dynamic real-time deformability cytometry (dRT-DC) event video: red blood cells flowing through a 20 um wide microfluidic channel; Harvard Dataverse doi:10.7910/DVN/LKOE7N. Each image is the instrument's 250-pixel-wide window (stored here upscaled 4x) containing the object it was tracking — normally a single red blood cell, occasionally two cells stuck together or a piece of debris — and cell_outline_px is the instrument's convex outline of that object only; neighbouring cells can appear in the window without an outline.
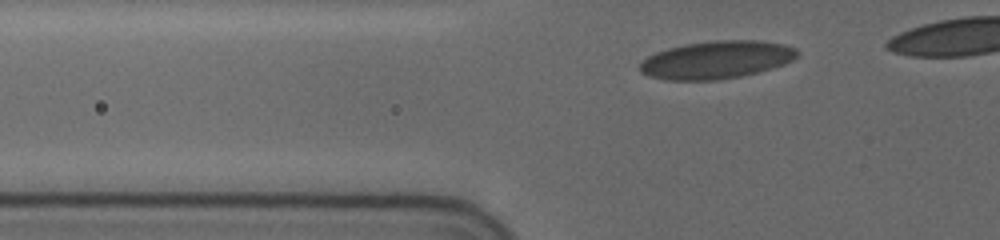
{"species": "human", "species_latin": "Homo sapiens", "temperature_condition": "cold", "stored_images_in_passage": 36, "camera_frame_rate_fps": 3000, "um_per_image_px": 0.085, "donor": {"sex": "female"}, "frame": {"image": 1, "passage_image": 5, "time_ms": 1.333, "image_size_px": [1000, 240], "cell_outline_px": [[800, 52], [792, 60], [784, 64], [756, 72], [740, 76], [716, 80], [664, 80], [648, 76], [640, 72], [640, 64], [648, 56], [656, 52], [668, 48], [684, 44], [716, 40], [760, 40], [784, 44], [796, 48]], "centroid_in_image_um": [60.89, 5.08], "position_along_channel_um": 64.9, "area_um2": 34.62}}
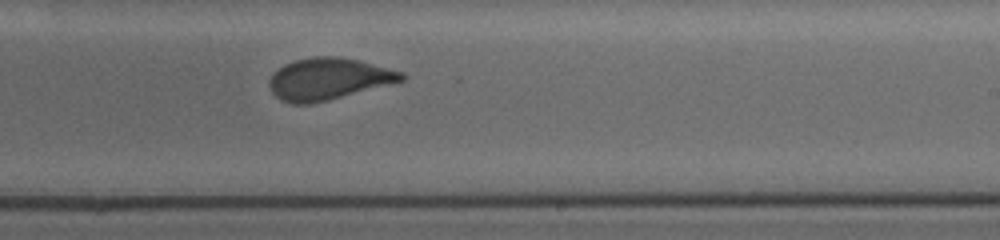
{"frame": {"image": 2, "passage_image": 22, "time_ms": 7.0, "image_size_px": [1000, 240], "cell_outline_px": [[408, 76], [404, 80], [328, 100], [308, 104], [292, 104], [280, 100], [272, 92], [268, 84], [268, 80], [284, 64], [296, 60], [312, 56], [336, 56], [360, 60], [404, 72]], "centroid_in_image_um": [27.92, 6.7], "position_along_channel_um": 261.1, "area_um2": 32.08}}
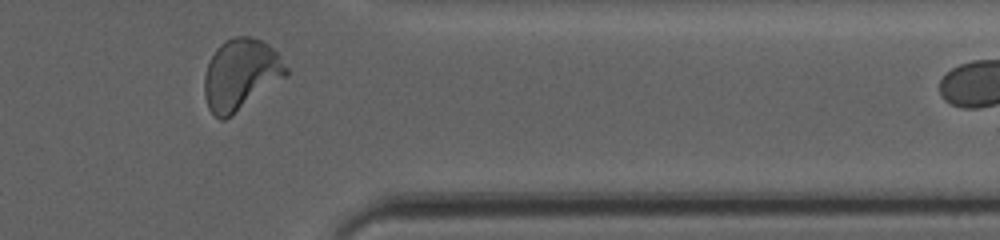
{"frame": {"image": 3, "passage_image": 33, "time_ms": 10.667, "image_size_px": [1000, 240], "cell_outline_px": [[288, 76], [232, 116], [224, 120], [220, 120], [208, 108], [204, 96], [204, 76], [208, 64], [216, 48], [224, 40], [236, 36], [248, 36], [260, 40], [268, 44], [276, 52], [288, 68]], "centroid_in_image_um": [20.46, 6.35], "position_along_channel_um": 390.9, "area_um2": 34.04}}